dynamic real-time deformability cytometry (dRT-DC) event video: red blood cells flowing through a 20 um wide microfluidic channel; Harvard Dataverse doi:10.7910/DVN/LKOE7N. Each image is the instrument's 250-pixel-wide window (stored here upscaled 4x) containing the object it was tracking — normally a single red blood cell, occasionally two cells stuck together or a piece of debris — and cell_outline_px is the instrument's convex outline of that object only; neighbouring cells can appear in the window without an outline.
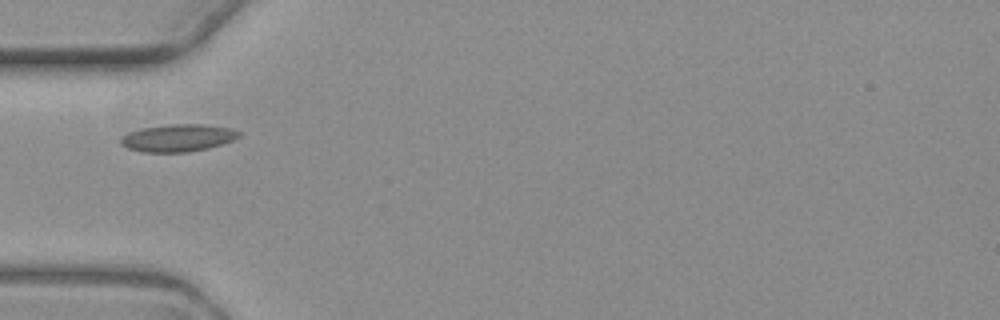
{"species": "common noctule bat (a hibernating species)", "species_latin": "Nyctalus noctula", "temperature_condition": "warm", "stored_images_in_passage": 4, "camera_frame_rate_fps": 3000, "um_per_image_px": 0.085, "animal": {"sex": "female", "body_mass_g": 19.3, "forearm_length_mm": 54.1}, "frame": {"image": 1, "passage_image": 1, "time_ms": 0.0, "image_size_px": [1000, 320], "cell_outline_px": [[240, 136], [232, 140], [208, 148], [188, 152], [140, 152], [128, 148], [120, 144], [120, 136], [140, 128], [168, 124], [204, 124], [232, 128], [240, 132]], "centroid_in_image_um": [15.09, 11.71], "position_along_channel_um": 69.9, "area_um2": 18.96}}
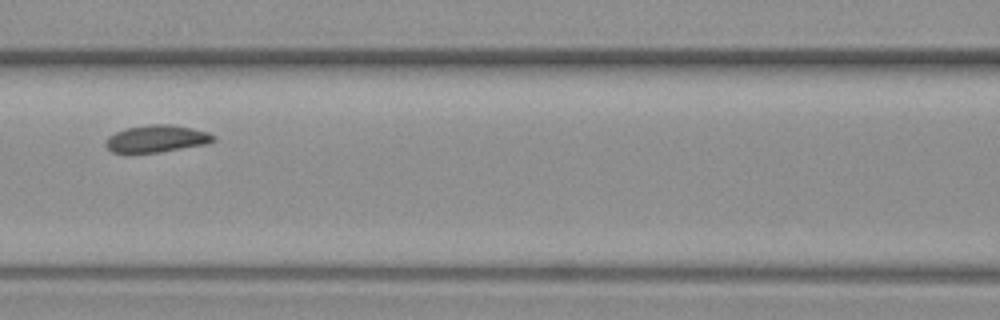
{"frame": {"image": 2, "passage_image": 3, "time_ms": 2.333, "image_size_px": [1000, 320], "cell_outline_px": [[216, 140], [208, 144], [160, 152], [112, 152], [104, 144], [104, 140], [108, 136], [124, 128], [152, 124], [172, 124], [192, 128], [208, 132], [216, 136]], "centroid_in_image_um": [13.33, 11.78], "position_along_channel_um": 153.3, "area_um2": 17.17}}
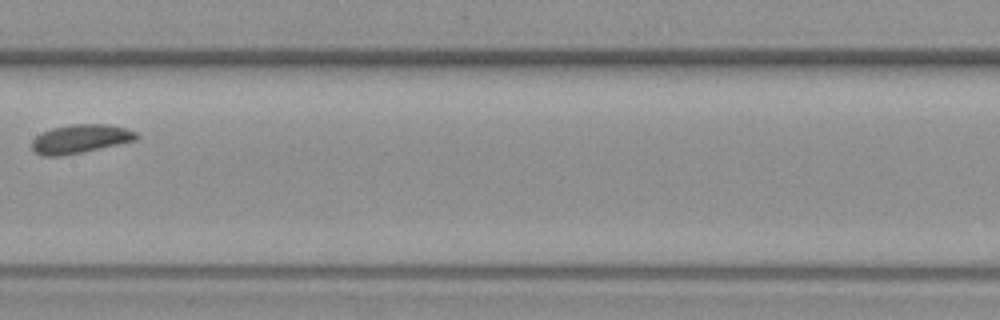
{"frame": {"image": 3, "passage_image": 4, "time_ms": 3.667, "image_size_px": [1000, 320], "cell_outline_px": [[140, 136], [136, 140], [80, 152], [60, 156], [40, 156], [32, 148], [32, 140], [36, 136], [52, 128], [72, 124], [108, 124], [124, 128], [136, 132]], "centroid_in_image_um": [6.82, 11.8], "position_along_channel_um": 200.6, "area_um2": 17.22}}